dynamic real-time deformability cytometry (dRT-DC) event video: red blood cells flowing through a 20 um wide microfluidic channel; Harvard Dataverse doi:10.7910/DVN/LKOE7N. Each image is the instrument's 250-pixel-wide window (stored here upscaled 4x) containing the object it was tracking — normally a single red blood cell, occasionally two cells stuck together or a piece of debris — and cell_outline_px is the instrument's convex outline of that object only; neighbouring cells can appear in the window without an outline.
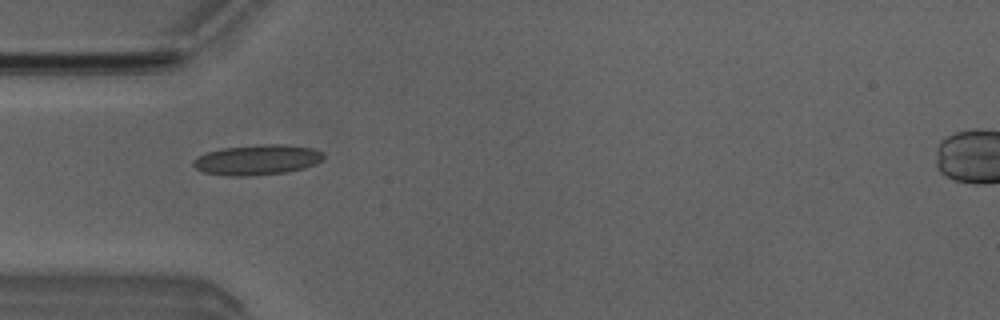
{"species": "Egyptian fruit bat (a non-hibernating species)", "species_latin": "Rousettus aegyptiacus", "temperature_condition": "room temperature", "stored_images_in_passage": 5, "camera_frame_rate_fps": 3000, "um_per_image_px": 0.085, "animal": {"sex": "male"}, "frame": {"image": 1, "passage_image": 1, "time_ms": 0.0, "image_size_px": [1000, 320], "cell_outline_px": [[324, 160], [316, 164], [304, 168], [288, 172], [252, 176], [224, 176], [204, 172], [196, 168], [192, 164], [192, 160], [208, 152], [220, 148], [260, 144], [284, 144], [312, 148], [324, 152]], "centroid_in_image_um": [21.89, 13.59], "position_along_channel_um": 63.1, "area_um2": 23.29}}
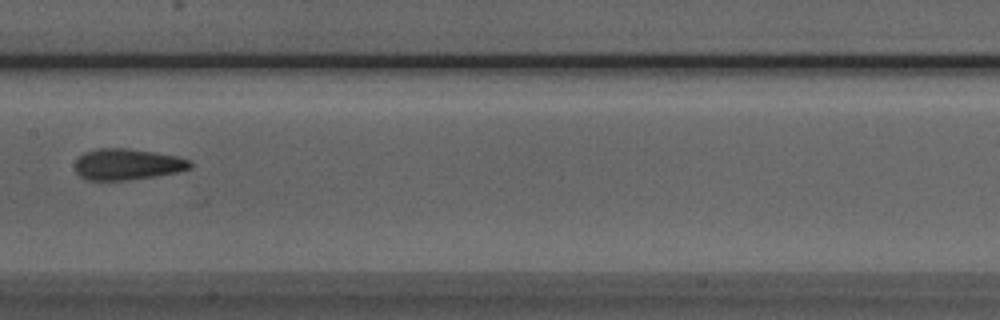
{"frame": {"image": 2, "passage_image": 4, "time_ms": 3.333, "image_size_px": [1000, 320], "cell_outline_px": [[192, 168], [176, 172], [156, 176], [128, 180], [88, 180], [80, 176], [76, 172], [76, 160], [84, 152], [96, 148], [128, 148], [180, 156], [188, 160], [192, 164]], "centroid_in_image_um": [10.83, 13.96], "position_along_channel_um": 196.6, "area_um2": 20.98}}
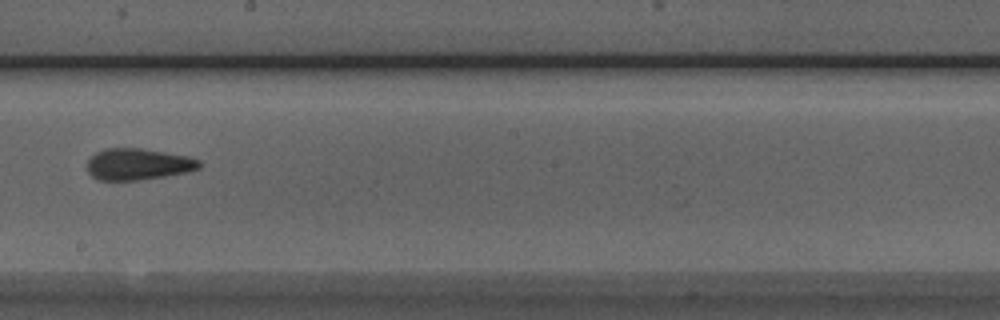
{"frame": {"image": 3, "passage_image": 5, "time_ms": 4.333, "image_size_px": [1000, 320], "cell_outline_px": [[200, 168], [184, 172], [164, 176], [136, 180], [96, 180], [88, 172], [88, 160], [96, 152], [104, 148], [140, 148], [188, 156], [200, 160]], "centroid_in_image_um": [11.71, 13.95], "position_along_channel_um": 236.5, "area_um2": 20.4}}